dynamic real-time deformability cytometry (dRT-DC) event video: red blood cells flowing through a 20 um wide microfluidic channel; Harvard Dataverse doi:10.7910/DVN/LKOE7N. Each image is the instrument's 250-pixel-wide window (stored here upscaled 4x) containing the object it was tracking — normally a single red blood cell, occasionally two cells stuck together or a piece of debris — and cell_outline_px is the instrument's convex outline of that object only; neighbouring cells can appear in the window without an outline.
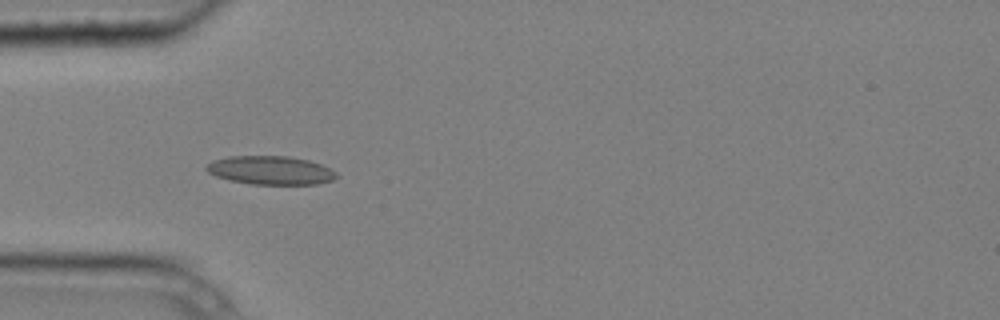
{"species": "common noctule bat (a hibernating species)", "species_latin": "Nyctalus noctula", "temperature_condition": "cold", "stored_images_in_passage": 6, "camera_frame_rate_fps": 3000, "um_per_image_px": 0.085, "animal": {"sex": "male", "body_mass_g": 20.4}, "frame": {"image": 1, "passage_image": 5, "time_ms": 1.333, "image_size_px": [1000, 320], "cell_outline_px": [[336, 176], [332, 180], [316, 184], [252, 184], [228, 180], [216, 176], [208, 172], [204, 168], [212, 160], [228, 156], [288, 156], [308, 160], [320, 164], [336, 172]], "centroid_in_image_um": [22.95, 14.47], "position_along_channel_um": 62.1, "area_um2": 21.56}}
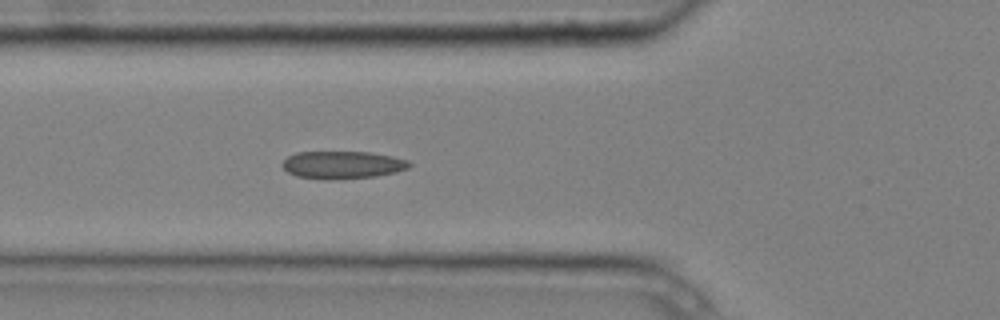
{"frame": {"image": 2, "passage_image": 6, "time_ms": 1.667, "image_size_px": [1000, 320], "cell_outline_px": [[412, 164], [408, 168], [396, 172], [376, 176], [332, 180], [328, 180], [296, 176], [288, 172], [280, 164], [288, 156], [296, 152], [368, 152], [392, 156], [408, 160]], "centroid_in_image_um": [29.1, 14.02], "position_along_channel_um": 96.7, "area_um2": 20.52}}